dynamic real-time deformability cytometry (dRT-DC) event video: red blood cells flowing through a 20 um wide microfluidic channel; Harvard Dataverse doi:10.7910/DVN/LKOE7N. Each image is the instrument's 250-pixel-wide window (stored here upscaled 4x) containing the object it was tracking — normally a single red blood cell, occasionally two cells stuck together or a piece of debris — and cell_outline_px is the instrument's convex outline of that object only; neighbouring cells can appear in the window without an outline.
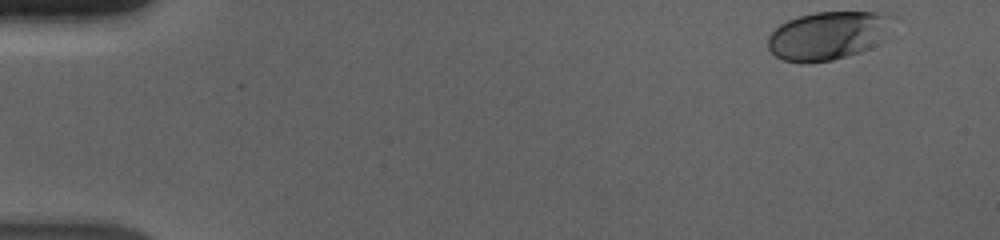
{"species": "human", "species_latin": "Homo sapiens", "temperature_condition": "cold", "stored_images_in_passage": 54, "camera_frame_rate_fps": 3000, "um_per_image_px": 0.085, "donor": {"sex": "male"}, "frame": {"image": 1, "passage_image": 1, "time_ms": 0.0, "image_size_px": [1000, 240], "cell_outline_px": [[900, 16], [868, 48], [860, 52], [832, 60], [808, 64], [800, 64], [784, 60], [776, 56], [768, 48], [768, 36], [780, 24], [788, 20], [800, 16], [816, 12], [888, 12]], "centroid_in_image_um": [70.36, 3.01], "position_along_channel_um": 14.6, "area_um2": 35.08}}
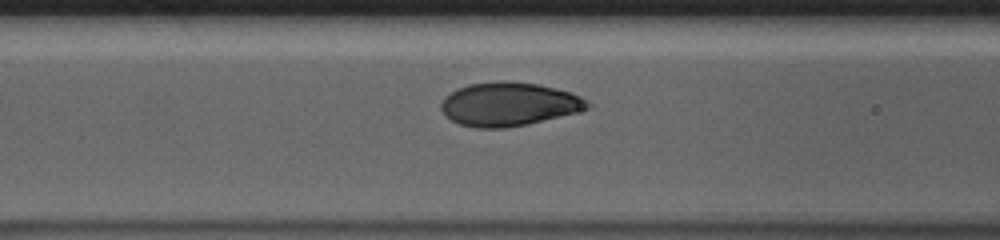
{"frame": {"image": 2, "passage_image": 21, "time_ms": 6.667, "image_size_px": [1000, 240], "cell_outline_px": [[592, 108], [528, 124], [504, 128], [476, 128], [460, 124], [452, 120], [440, 108], [440, 104], [444, 96], [456, 88], [468, 84], [500, 80], [504, 80], [536, 84], [556, 88], [572, 92], [588, 100], [592, 104]], "centroid_in_image_um": [43.26, 8.84], "position_along_channel_um": 123.3, "area_um2": 37.45}}
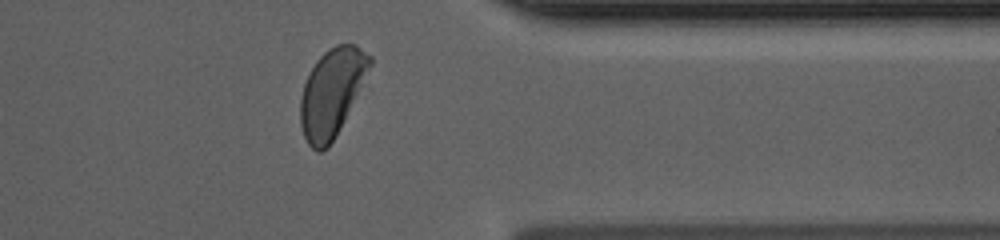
{"frame": {"image": 3, "passage_image": 43, "time_ms": 14.0, "image_size_px": [1000, 240], "cell_outline_px": [[372, 64], [368, 88], [328, 148], [320, 152], [316, 152], [308, 144], [304, 136], [300, 124], [300, 100], [304, 84], [316, 60], [328, 48], [336, 44], [356, 44], [372, 56]], "centroid_in_image_um": [28.32, 7.88], "position_along_channel_um": 383.1, "area_um2": 37.34}, "authors_computed_cell_mechanics": {"area_um2": 36.6163, "velocity_mm_per_s": 3.6395, "shape_relaxation_time_tau1_ms": 2.7696, "shape_relaxation_time_tau2_ms": null, "deformation_change_tau1": 0.1353, "deformation_change_tau2": null}}